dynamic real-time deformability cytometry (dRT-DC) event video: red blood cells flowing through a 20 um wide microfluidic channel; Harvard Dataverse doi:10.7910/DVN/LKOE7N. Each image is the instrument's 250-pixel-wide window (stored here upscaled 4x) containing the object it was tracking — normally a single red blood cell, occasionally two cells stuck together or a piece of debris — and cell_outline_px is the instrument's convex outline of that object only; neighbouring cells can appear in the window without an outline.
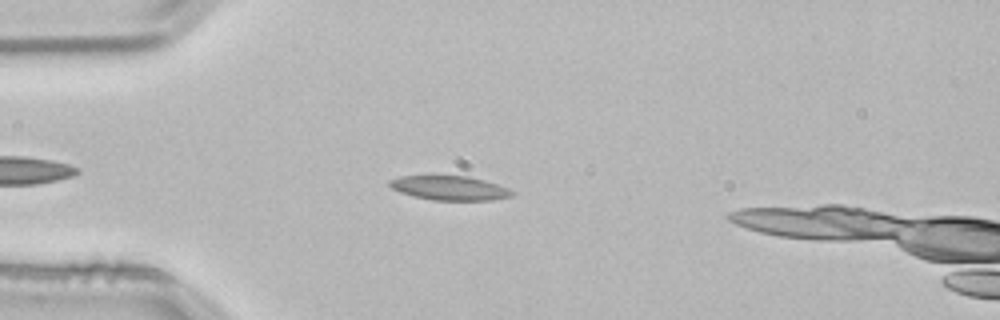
{"species": "common noctule bat (a hibernating species)", "species_latin": "Nyctalus noctula", "temperature_condition": "room temperature", "stored_images_in_passage": 42, "camera_frame_rate_fps": 3000, "um_per_image_px": 0.085, "animal": {"sex": "male", "body_mass_g": 21.5, "forearm_length_mm": 52.0}, "frame": {"image": 1, "passage_image": 7, "time_ms": 2.0, "image_size_px": [1000, 320], "cell_outline_px": [[516, 192], [512, 196], [492, 200], [432, 200], [412, 196], [400, 192], [392, 188], [388, 184], [388, 180], [400, 176], [468, 176], [484, 180], [508, 188]], "centroid_in_image_um": [38.21, 15.98], "position_along_channel_um": 46.8, "area_um2": 17.34}}
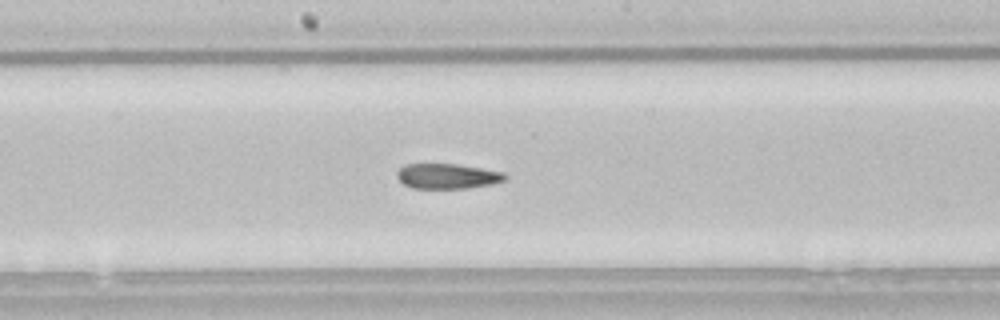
{"frame": {"image": 2, "passage_image": 21, "time_ms": 6.667, "image_size_px": [1000, 320], "cell_outline_px": [[508, 180], [492, 184], [464, 188], [412, 188], [404, 184], [396, 176], [396, 172], [400, 168], [408, 164], [456, 164], [504, 172], [508, 176]], "centroid_in_image_um": [38.06, 14.97], "position_along_channel_um": 210.1, "area_um2": 15.78}}
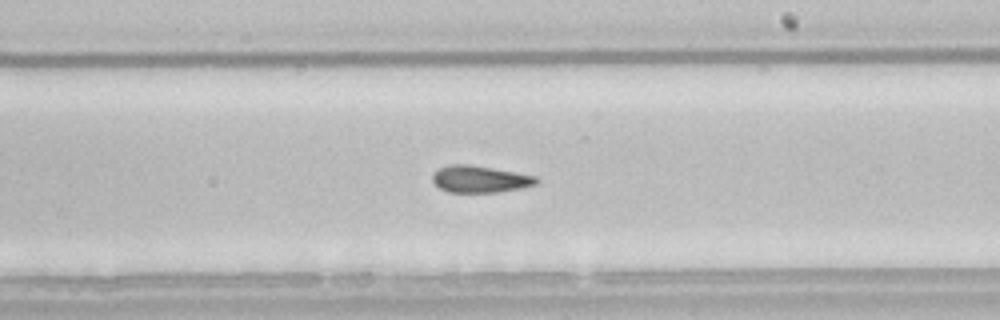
{"frame": {"image": 3, "passage_image": 24, "time_ms": 7.667, "image_size_px": [1000, 320], "cell_outline_px": [[540, 180], [536, 184], [520, 188], [496, 192], [448, 192], [440, 188], [432, 180], [432, 176], [440, 168], [448, 164], [468, 164], [516, 172], [536, 176]], "centroid_in_image_um": [40.8, 15.22], "position_along_channel_um": 248.2, "area_um2": 16.13}, "authors_computed_cell_mechanics": {"area_um2": 16.5886, "velocity_mm_per_s": 3.8228, "shape_relaxation_time_tau1_ms": null, "shape_relaxation_time_tau2_ms": 2.6014, "deformation_change_tau1": null, "deformation_change_tau2": 0.0936}}